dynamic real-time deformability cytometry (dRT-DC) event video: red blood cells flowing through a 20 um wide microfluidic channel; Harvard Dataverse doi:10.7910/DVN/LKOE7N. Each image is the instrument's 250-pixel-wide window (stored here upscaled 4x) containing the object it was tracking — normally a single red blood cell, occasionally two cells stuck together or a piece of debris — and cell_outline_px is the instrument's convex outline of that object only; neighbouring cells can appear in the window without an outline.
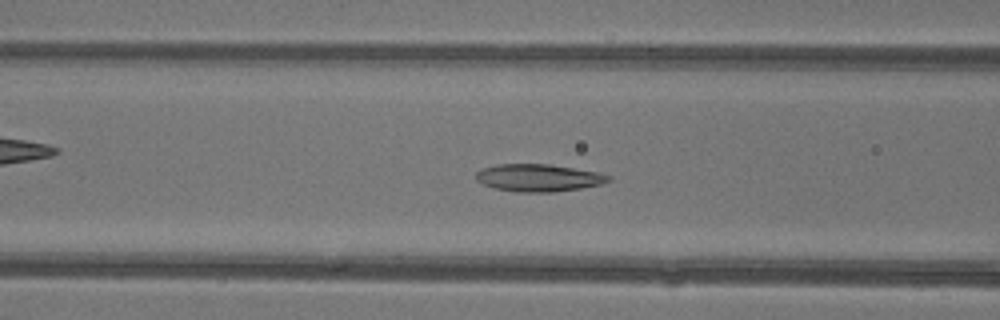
{"species": "common noctule bat (a hibernating species)", "species_latin": "Nyctalus noctula", "temperature_condition": "warm", "stored_images_in_passage": 47, "camera_frame_rate_fps": 3000, "um_per_image_px": 0.085, "animal": {"sex": "female"}, "frame": {"image": 1, "passage_image": 19, "time_ms": 6.0, "image_size_px": [1000, 320], "cell_outline_px": [[612, 180], [600, 184], [580, 188], [552, 192], [516, 192], [496, 188], [484, 184], [476, 180], [476, 172], [484, 168], [496, 164], [548, 164], [596, 172], [612, 176]], "centroid_in_image_um": [45.77, 15.11], "position_along_channel_um": 120.8, "area_um2": 20.92}}
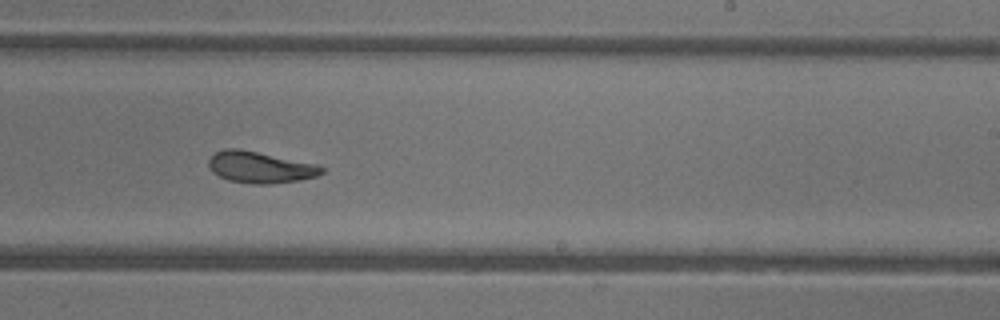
{"frame": {"image": 2, "passage_image": 29, "time_ms": 9.333, "image_size_px": [1000, 320], "cell_outline_px": [[324, 172], [316, 176], [300, 180], [272, 184], [252, 184], [228, 180], [212, 172], [208, 164], [208, 160], [216, 152], [224, 148], [236, 148], [320, 164], [324, 168]], "centroid_in_image_um": [22.14, 14.22], "position_along_channel_um": 266.9, "area_um2": 20.81}}
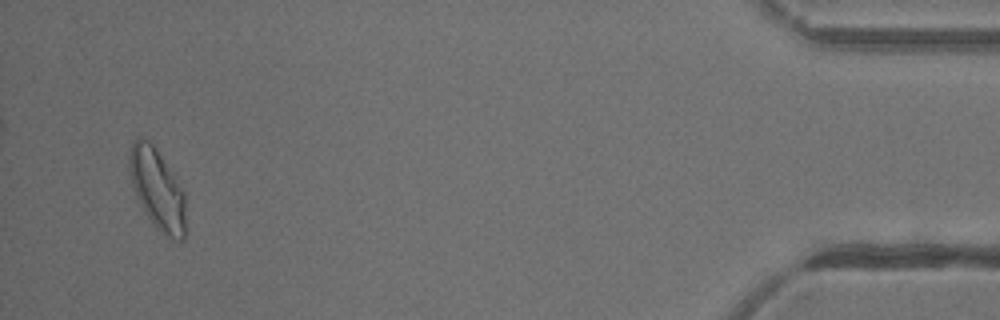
{"frame": {"image": 3, "passage_image": 45, "time_ms": 14.667, "image_size_px": [1000, 320], "cell_outline_px": [[184, 240], [172, 240], [156, 228], [144, 212], [132, 188], [128, 168], [128, 156], [132, 140], [136, 136], [140, 136], [148, 140], [156, 148], [184, 188]], "centroid_in_image_um": [13.33, 16.03], "position_along_channel_um": 421.9, "area_um2": 26.93}, "authors_computed_cell_mechanics": {"area_um2": 22.0218, "velocity_mm_per_s": 4.3948, "shape_relaxation_time_tau1_ms": 6.9117, "shape_relaxation_time_tau2_ms": 1.9105, "deformation_change_tau1": 0.2174, "deformation_change_tau2": 0.0936}}